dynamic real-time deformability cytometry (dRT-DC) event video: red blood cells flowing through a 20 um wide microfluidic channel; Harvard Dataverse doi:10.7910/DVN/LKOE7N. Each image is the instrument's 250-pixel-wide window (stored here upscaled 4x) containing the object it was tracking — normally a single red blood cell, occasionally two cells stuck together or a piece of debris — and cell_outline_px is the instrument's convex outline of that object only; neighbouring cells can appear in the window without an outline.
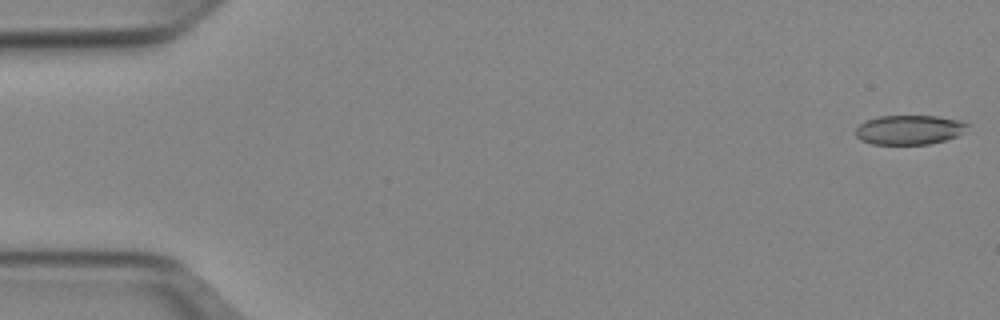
{"species": "Egyptian fruit bat (a non-hibernating species)", "species_latin": "Rousettus aegyptiacus", "temperature_condition": "cold", "stored_images_in_passage": 14, "camera_frame_rate_fps": 3000, "um_per_image_px": 0.085, "animal": {"sex": "female"}, "frame": {"image": 1, "passage_image": 1, "time_ms": 0.0, "image_size_px": [1000, 320], "cell_outline_px": [[972, 124], [964, 132], [956, 136], [944, 140], [928, 144], [872, 144], [860, 140], [856, 136], [856, 128], [860, 124], [868, 120], [880, 116], [940, 116], [960, 120]], "centroid_in_image_um": [77.33, 11.03], "position_along_channel_um": 7.7, "area_um2": 19.25}}
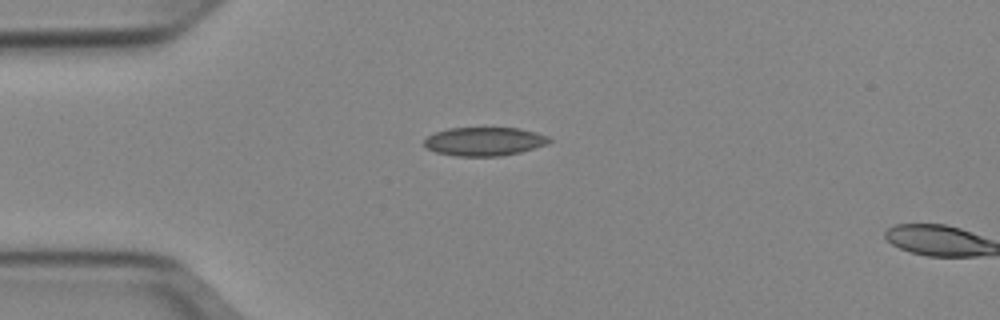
{"frame": {"image": 2, "passage_image": 13, "time_ms": 4.0, "image_size_px": [1000, 320], "cell_outline_px": [[552, 140], [548, 144], [520, 152], [500, 156], [456, 156], [436, 152], [424, 148], [424, 140], [428, 136], [436, 132], [448, 128], [520, 128], [536, 132], [548, 136]], "centroid_in_image_um": [41.17, 12.02], "position_along_channel_um": 43.8, "area_um2": 20.92}}